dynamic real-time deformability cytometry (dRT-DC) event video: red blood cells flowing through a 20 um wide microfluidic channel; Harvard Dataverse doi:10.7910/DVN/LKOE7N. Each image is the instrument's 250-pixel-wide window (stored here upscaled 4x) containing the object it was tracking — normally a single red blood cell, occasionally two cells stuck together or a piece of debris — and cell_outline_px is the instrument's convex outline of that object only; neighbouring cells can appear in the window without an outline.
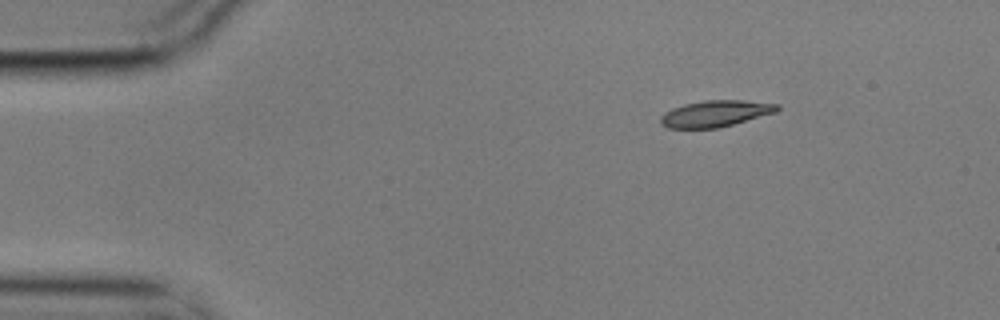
{"species": "common noctule bat (a hibernating species)", "species_latin": "Nyctalus noctula", "temperature_condition": "cold", "stored_images_in_passage": 2, "camera_frame_rate_fps": 3000, "um_per_image_px": 0.085, "animal": {"sex": "male", "body_mass_g": 17.9}, "frame": {"image": 1, "passage_image": 2, "time_ms": 0.333, "image_size_px": [1000, 320], "cell_outline_px": [[780, 108], [776, 112], [720, 128], [668, 128], [660, 124], [660, 116], [664, 112], [672, 108], [684, 104], [704, 100], [744, 100], [780, 104]], "centroid_in_image_um": [60.8, 9.65], "position_along_channel_um": 24.2, "area_um2": 18.09}}